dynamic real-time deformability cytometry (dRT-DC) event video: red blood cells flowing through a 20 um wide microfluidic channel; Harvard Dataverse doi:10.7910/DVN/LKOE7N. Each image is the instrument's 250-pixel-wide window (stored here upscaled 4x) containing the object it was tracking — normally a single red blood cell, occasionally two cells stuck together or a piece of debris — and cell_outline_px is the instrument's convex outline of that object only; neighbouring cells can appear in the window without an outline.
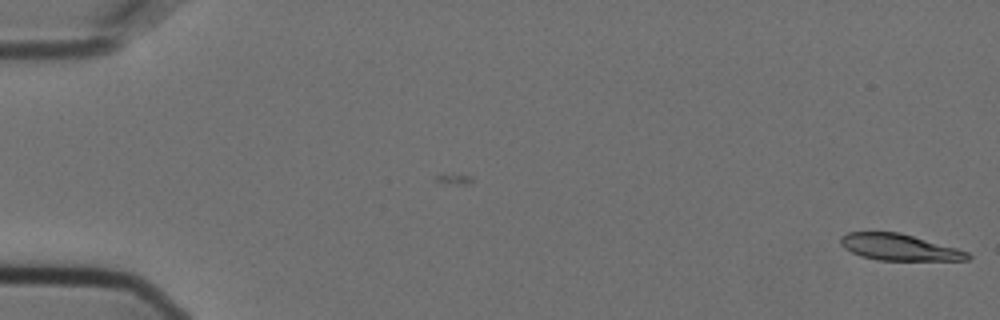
{"species": "Egyptian fruit bat (a non-hibernating species)", "species_latin": "Rousettus aegyptiacus", "temperature_condition": "cold", "stored_images_in_passage": 17, "camera_frame_rate_fps": 3000, "um_per_image_px": 0.085, "animal": {"sex": "female"}, "frame": {"image": 1, "passage_image": 17, "time_ms": 5.333, "image_size_px": [1000, 320], "cell_outline_px": [[972, 256], [968, 260], [880, 260], [860, 256], [844, 248], [840, 244], [840, 236], [848, 232], [900, 232], [956, 248], [968, 252]], "centroid_in_image_um": [76.41, 21.01], "position_along_channel_um": 8.6, "area_um2": 19.48}}